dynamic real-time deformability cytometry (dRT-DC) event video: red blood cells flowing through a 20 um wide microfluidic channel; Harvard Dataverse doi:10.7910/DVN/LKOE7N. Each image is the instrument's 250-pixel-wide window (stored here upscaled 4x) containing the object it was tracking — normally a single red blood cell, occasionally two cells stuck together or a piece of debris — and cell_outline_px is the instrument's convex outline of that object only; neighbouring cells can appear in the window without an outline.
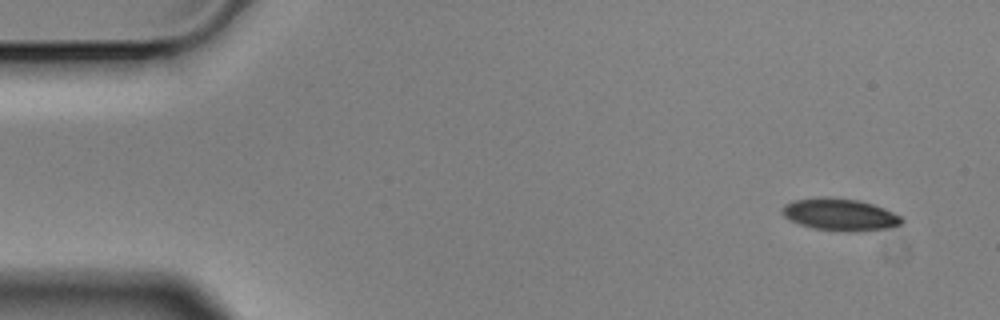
{"species": "Egyptian fruit bat (a non-hibernating species)", "species_latin": "Rousettus aegyptiacus", "temperature_condition": "cold", "stored_images_in_passage": 5, "camera_frame_rate_fps": 3000, "um_per_image_px": 0.085, "animal": {"sex": "male"}, "frame": {"image": 1, "passage_image": 1, "time_ms": 0.0, "image_size_px": [1000, 320], "cell_outline_px": [[904, 220], [900, 224], [888, 228], [856, 232], [848, 232], [812, 228], [800, 224], [784, 216], [784, 204], [796, 200], [824, 196], [860, 200], [884, 208], [900, 216]], "centroid_in_image_um": [71.43, 18.24], "position_along_channel_um": 13.6, "area_um2": 22.2}}